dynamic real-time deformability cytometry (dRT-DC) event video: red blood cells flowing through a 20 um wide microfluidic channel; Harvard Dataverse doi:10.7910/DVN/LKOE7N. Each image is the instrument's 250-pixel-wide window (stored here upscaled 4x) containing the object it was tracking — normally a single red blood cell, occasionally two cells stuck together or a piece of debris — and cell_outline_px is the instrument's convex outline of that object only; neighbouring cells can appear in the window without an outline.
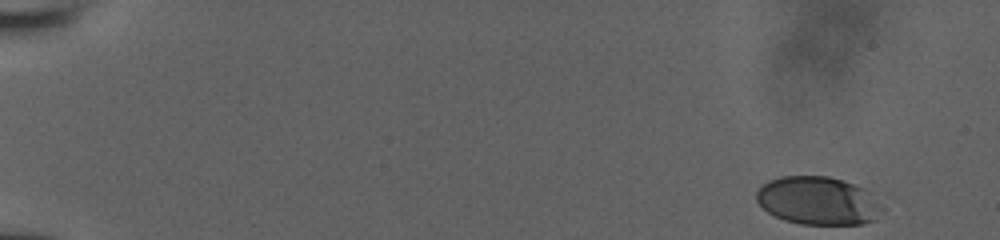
{"species": "human", "species_latin": "Homo sapiens", "temperature_condition": "room temperature", "stored_images_in_passage": 37, "camera_frame_rate_fps": 3000, "um_per_image_px": 0.085, "donor": {"sex": "male"}, "frame": {"image": 1, "passage_image": 1, "time_ms": 0.0, "image_size_px": [1000, 240], "cell_outline_px": [[884, 208], [876, 220], [864, 224], [800, 224], [784, 220], [768, 212], [756, 200], [756, 192], [768, 180], [780, 176], [828, 176], [864, 188]], "centroid_in_image_um": [69.53, 17.07], "position_along_channel_um": 15.5, "area_um2": 35.14}}
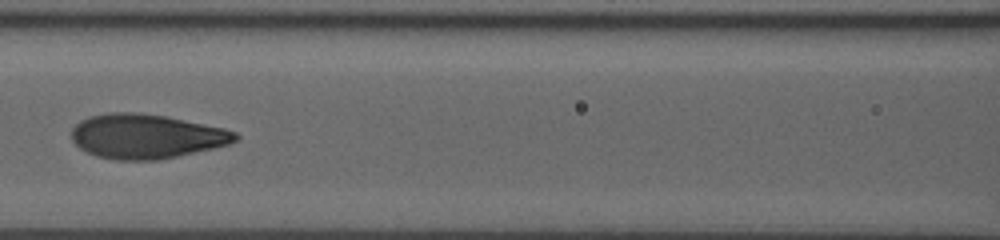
{"frame": {"image": 2, "passage_image": 22, "time_ms": 7.667, "image_size_px": [1000, 240], "cell_outline_px": [[240, 136], [236, 140], [228, 144], [212, 148], [176, 156], [156, 160], [112, 160], [96, 156], [80, 148], [72, 140], [72, 128], [80, 120], [88, 116], [108, 112], [136, 112], [164, 116], [224, 128], [236, 132]], "centroid_in_image_um": [12.39, 11.58], "position_along_channel_um": 154.2, "area_um2": 42.25}}
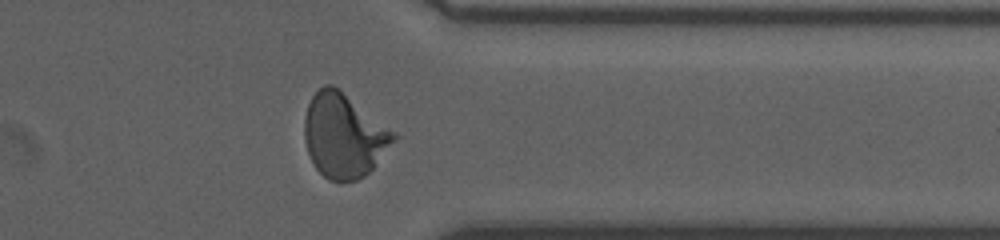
{"frame": {"image": 3, "passage_image": 32, "time_ms": 13.333, "image_size_px": [1000, 240], "cell_outline_px": [[400, 136], [372, 168], [364, 176], [356, 180], [328, 180], [316, 168], [308, 152], [304, 140], [304, 120], [308, 104], [312, 96], [324, 84], [332, 84], [396, 132]], "centroid_in_image_um": [29.23, 11.52], "position_along_channel_um": 382.2, "area_um2": 43.35}}